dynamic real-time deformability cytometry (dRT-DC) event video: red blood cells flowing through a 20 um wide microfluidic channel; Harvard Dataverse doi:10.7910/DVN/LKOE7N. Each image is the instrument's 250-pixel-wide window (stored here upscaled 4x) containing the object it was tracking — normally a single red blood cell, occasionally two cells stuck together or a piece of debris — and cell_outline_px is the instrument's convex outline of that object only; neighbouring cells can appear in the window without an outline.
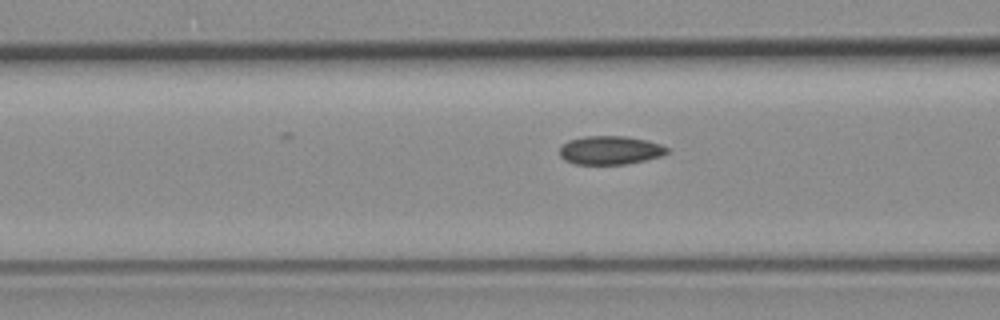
{"species": "common noctule bat (a hibernating species)", "species_latin": "Nyctalus noctula", "temperature_condition": "room temperature", "stored_images_in_passage": 14, "camera_frame_rate_fps": 3000, "um_per_image_px": 0.085, "animal": {"sex": "female", "body_mass_g": 19.3, "forearm_length_mm": 54.1}, "frame": {"image": 1, "passage_image": 12, "time_ms": 3.667, "image_size_px": [1000, 320], "cell_outline_px": [[668, 152], [660, 156], [644, 160], [624, 164], [576, 164], [564, 160], [560, 156], [560, 148], [568, 140], [584, 136], [624, 136], [644, 140], [660, 144], [668, 148]], "centroid_in_image_um": [51.83, 12.77], "position_along_channel_um": 114.8, "area_um2": 17.69}}